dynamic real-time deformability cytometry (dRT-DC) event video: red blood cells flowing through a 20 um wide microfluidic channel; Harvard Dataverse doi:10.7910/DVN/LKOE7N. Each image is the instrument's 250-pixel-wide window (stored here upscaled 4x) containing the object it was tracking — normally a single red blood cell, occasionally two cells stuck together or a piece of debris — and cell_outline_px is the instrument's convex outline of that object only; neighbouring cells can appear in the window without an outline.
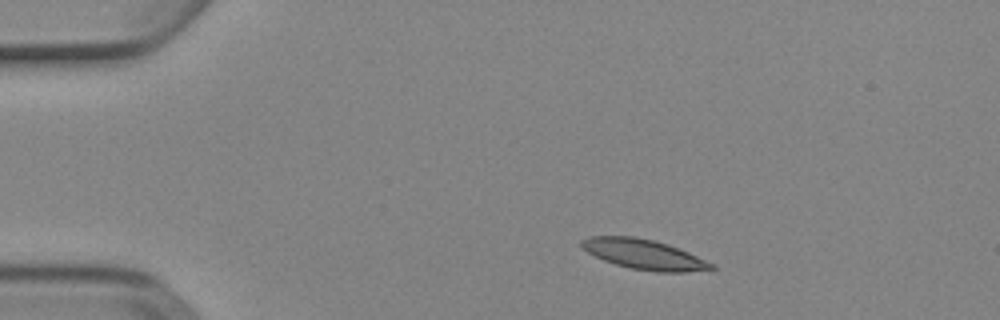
{"species": "Egyptian fruit bat (a non-hibernating species)", "species_latin": "Rousettus aegyptiacus", "temperature_condition": "cold", "stored_images_in_passage": 6, "camera_frame_rate_fps": 3000, "um_per_image_px": 0.085, "animal": {"sex": "female"}, "frame": {"image": 1, "passage_image": 1, "time_ms": 0.0, "image_size_px": [1000, 320], "cell_outline_px": [[716, 268], [688, 272], [656, 272], [632, 268], [616, 264], [604, 260], [588, 252], [580, 244], [580, 240], [588, 236], [636, 236], [668, 244], [688, 252], [716, 264]], "centroid_in_image_um": [54.76, 21.61], "position_along_channel_um": 30.2, "area_um2": 22.6}}
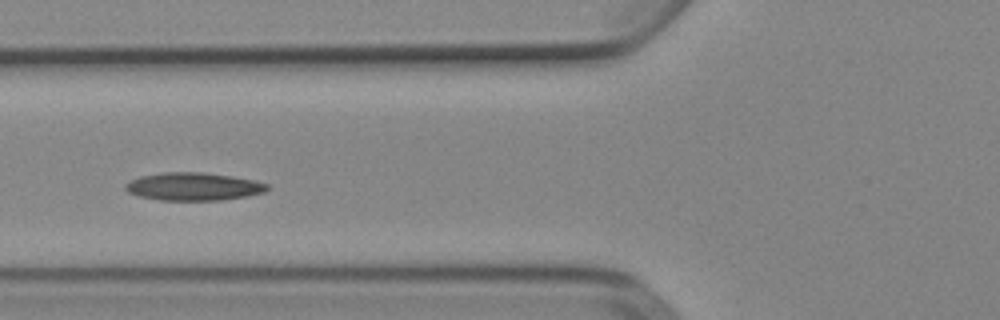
{"frame": {"image": 2, "passage_image": 4, "time_ms": 1.0, "image_size_px": [1000, 320], "cell_outline_px": [[272, 188], [264, 192], [248, 196], [220, 200], [160, 200], [140, 196], [128, 192], [124, 188], [124, 184], [140, 176], [164, 172], [204, 172], [232, 176], [256, 180], [268, 184]], "centroid_in_image_um": [16.49, 15.85], "position_along_channel_um": 109.3, "area_um2": 23.18}}
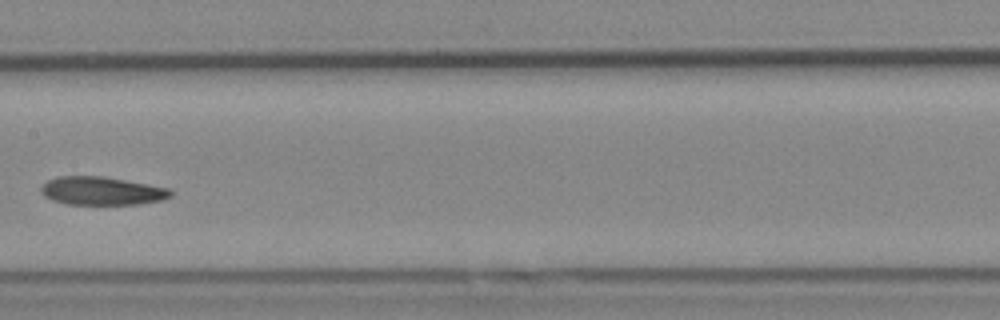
{"frame": {"image": 3, "passage_image": 6, "time_ms": 1.667, "image_size_px": [1000, 320], "cell_outline_px": [[172, 196], [164, 200], [140, 204], [64, 204], [52, 200], [44, 196], [40, 192], [40, 188], [48, 180], [56, 176], [104, 176], [148, 184], [168, 188], [172, 192]], "centroid_in_image_um": [8.64, 16.23], "position_along_channel_um": 198.8, "area_um2": 21.5}}